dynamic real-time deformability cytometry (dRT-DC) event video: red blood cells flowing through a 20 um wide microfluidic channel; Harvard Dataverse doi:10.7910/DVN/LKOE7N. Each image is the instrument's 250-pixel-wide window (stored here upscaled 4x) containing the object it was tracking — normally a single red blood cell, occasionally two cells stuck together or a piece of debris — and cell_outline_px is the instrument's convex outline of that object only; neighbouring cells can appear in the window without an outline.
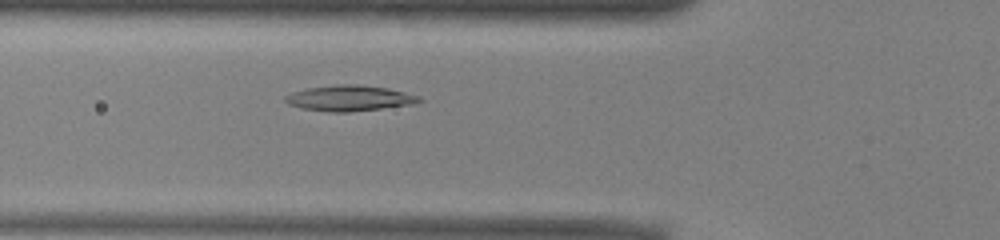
{"species": "common noctule bat (a hibernating species)", "species_latin": "Nyctalus noctula", "temperature_condition": "warm", "stored_images_in_passage": 32, "camera_frame_rate_fps": 3000, "um_per_image_px": 0.085, "animal": {"sex": "male", "body_mass_g": 13.0, "forearm_length_mm": 53.1}, "frame": {"image": 1, "passage_image": 9, "time_ms": 2.667, "image_size_px": [1000, 240], "cell_outline_px": [[424, 100], [412, 104], [348, 112], [328, 112], [300, 108], [288, 104], [284, 100], [284, 96], [292, 92], [308, 88], [336, 84], [360, 84], [388, 88], [420, 96]], "centroid_in_image_um": [29.67, 8.34], "position_along_channel_um": 96.1, "area_um2": 20.06}}
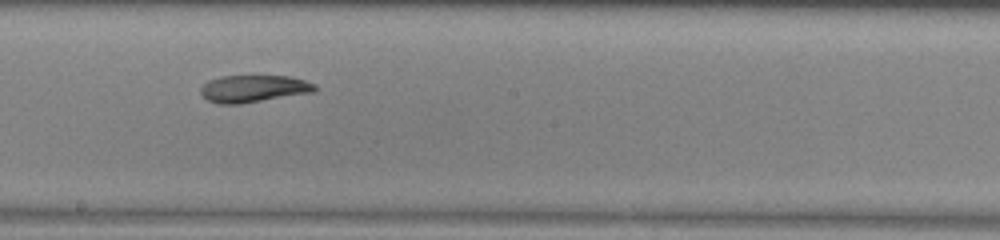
{"frame": {"image": 2, "passage_image": 19, "time_ms": 6.0, "image_size_px": [1000, 240], "cell_outline_px": [[316, 92], [240, 104], [220, 104], [208, 100], [200, 92], [200, 88], [208, 80], [220, 76], [292, 76], [316, 84]], "centroid_in_image_um": [21.58, 7.53], "position_along_channel_um": 226.6, "area_um2": 18.21}}
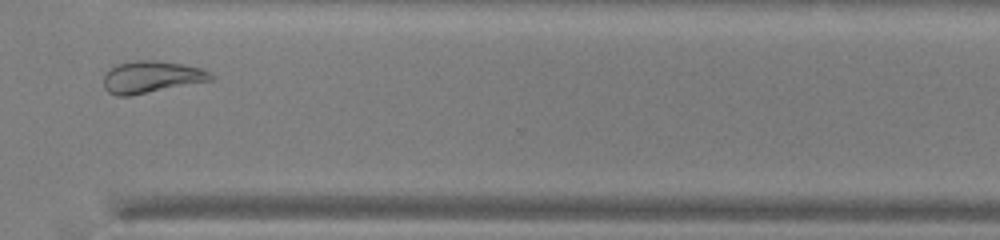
{"frame": {"image": 3, "passage_image": 29, "time_ms": 9.333, "image_size_px": [1000, 240], "cell_outline_px": [[212, 80], [128, 96], [116, 96], [108, 92], [104, 88], [104, 72], [116, 64], [136, 60], [156, 60], [184, 64], [200, 68], [208, 72], [212, 76]], "centroid_in_image_um": [12.8, 6.53], "position_along_channel_um": 357.8, "area_um2": 19.88}}